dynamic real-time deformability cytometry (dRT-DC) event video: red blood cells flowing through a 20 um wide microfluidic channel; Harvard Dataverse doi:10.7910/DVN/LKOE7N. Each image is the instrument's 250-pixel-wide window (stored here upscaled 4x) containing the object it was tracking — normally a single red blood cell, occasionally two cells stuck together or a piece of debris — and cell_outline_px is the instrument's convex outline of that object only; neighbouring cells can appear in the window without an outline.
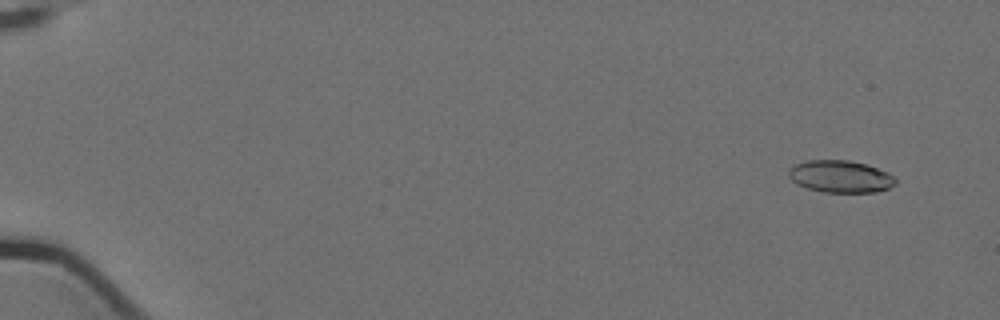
{"species": "Egyptian fruit bat (a non-hibernating species)", "species_latin": "Rousettus aegyptiacus", "temperature_condition": "cold", "stored_images_in_passage": 4, "camera_frame_rate_fps": 3000, "um_per_image_px": 0.085, "animal": {"sex": "female"}, "frame": {"image": 1, "passage_image": 2, "time_ms": 0.333, "image_size_px": [1000, 320], "cell_outline_px": [[896, 184], [888, 188], [876, 192], [824, 192], [808, 188], [796, 184], [788, 176], [788, 168], [792, 164], [808, 160], [848, 160], [864, 164], [888, 172], [896, 180]], "centroid_in_image_um": [71.39, 15.0], "position_along_channel_um": 13.6, "area_um2": 20.06}}